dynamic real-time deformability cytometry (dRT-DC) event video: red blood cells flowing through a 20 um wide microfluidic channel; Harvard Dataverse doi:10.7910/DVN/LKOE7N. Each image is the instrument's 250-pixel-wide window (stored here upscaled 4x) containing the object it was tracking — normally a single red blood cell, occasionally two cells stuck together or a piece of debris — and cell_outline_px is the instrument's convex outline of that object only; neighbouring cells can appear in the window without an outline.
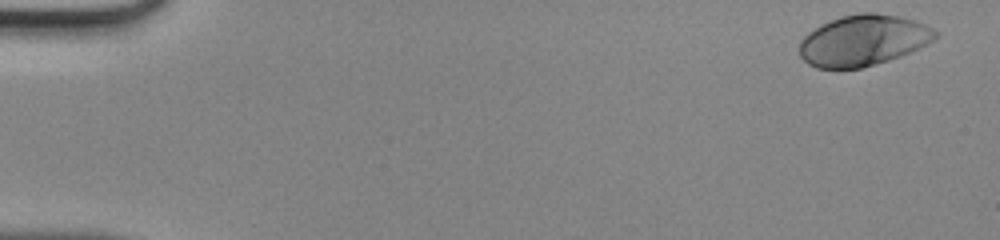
{"species": "human", "species_latin": "Homo sapiens", "temperature_condition": "room temperature", "stored_images_in_passage": 47, "camera_frame_rate_fps": 3000, "um_per_image_px": 0.085, "donor": {"sex": "male"}, "frame": {"image": 1, "passage_image": 1, "time_ms": 0.0, "image_size_px": [1000, 240], "cell_outline_px": [[940, 36], [920, 48], [900, 56], [888, 60], [860, 68], [816, 68], [808, 64], [800, 56], [800, 40], [808, 32], [840, 16], [860, 12], [876, 12], [900, 16], [916, 20], [940, 32]], "centroid_in_image_um": [73.41, 3.42], "position_along_channel_um": 11.6, "area_um2": 40.4}}
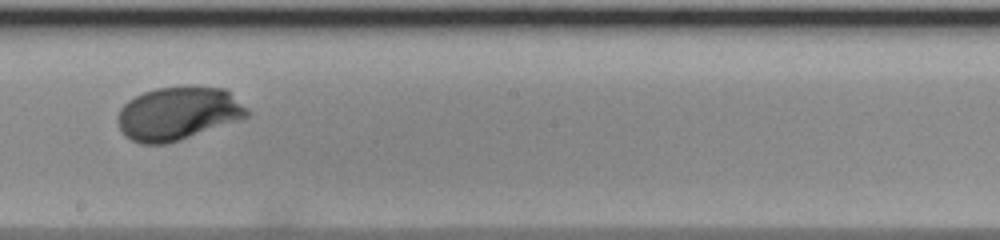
{"frame": {"image": 2, "passage_image": 27, "time_ms": 8.667, "image_size_px": [1000, 240], "cell_outline_px": [[252, 112], [248, 116], [240, 120], [180, 140], [164, 144], [140, 144], [124, 136], [116, 120], [116, 116], [120, 108], [128, 100], [144, 92], [156, 88], [184, 84], [224, 88], [248, 108]], "centroid_in_image_um": [15.13, 9.62], "position_along_channel_um": 233.1, "area_um2": 40.86}}
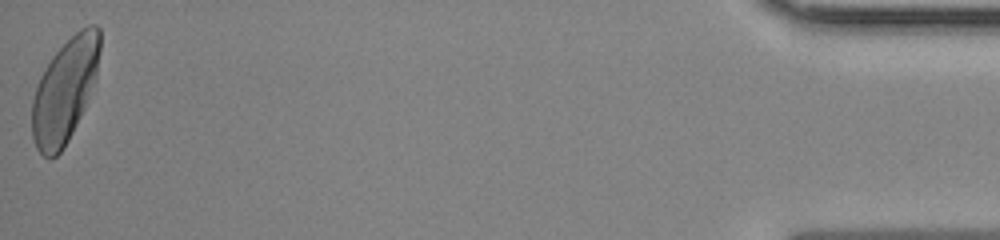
{"frame": {"image": 3, "passage_image": 47, "time_ms": 15.333, "image_size_px": [1000, 240], "cell_outline_px": [[100, 52], [96, 80], [84, 108], [68, 140], [60, 152], [52, 160], [48, 160], [36, 148], [32, 140], [32, 100], [40, 76], [44, 68], [52, 56], [80, 28], [88, 24], [96, 24], [100, 28]], "centroid_in_image_um": [5.51, 7.69], "position_along_channel_um": 429.7, "area_um2": 41.1}}